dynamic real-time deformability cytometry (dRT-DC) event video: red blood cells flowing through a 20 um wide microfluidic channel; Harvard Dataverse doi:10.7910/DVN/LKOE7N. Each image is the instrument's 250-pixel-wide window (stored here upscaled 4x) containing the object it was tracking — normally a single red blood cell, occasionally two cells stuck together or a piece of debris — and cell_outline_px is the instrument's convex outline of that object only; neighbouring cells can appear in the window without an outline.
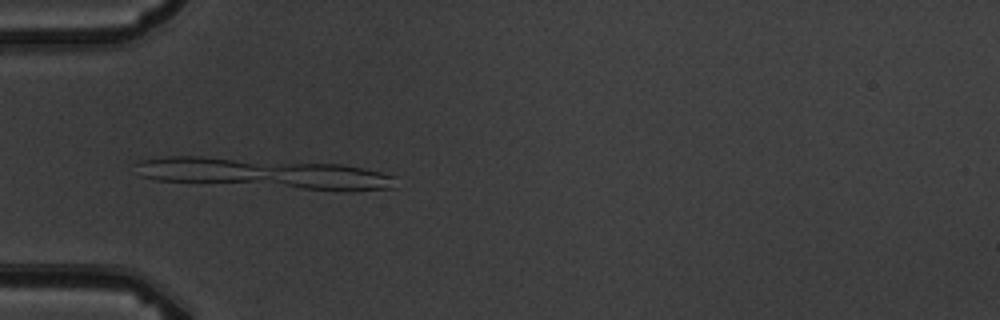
{"species": "common noctule bat (a hibernating species)", "species_latin": "Nyctalus noctula", "temperature_condition": "warm", "stored_images_in_passage": 4, "camera_frame_rate_fps": 3000, "um_per_image_px": 0.085, "animal": {"sex": "male", "body_mass_g": 19.5, "forearm_length_mm": 54.6}, "frame": {"image": 1, "passage_image": 3, "time_ms": 3.333, "image_size_px": [1000, 320], "cell_outline_px": [[396, 188], [344, 192], [156, 180], [140, 176], [136, 164], [140, 160], [168, 156], [204, 156], [344, 164], [364, 168], [396, 176]], "centroid_in_image_um": [22.54, 14.75], "position_along_channel_um": 62.5, "area_um2": 46.7}}